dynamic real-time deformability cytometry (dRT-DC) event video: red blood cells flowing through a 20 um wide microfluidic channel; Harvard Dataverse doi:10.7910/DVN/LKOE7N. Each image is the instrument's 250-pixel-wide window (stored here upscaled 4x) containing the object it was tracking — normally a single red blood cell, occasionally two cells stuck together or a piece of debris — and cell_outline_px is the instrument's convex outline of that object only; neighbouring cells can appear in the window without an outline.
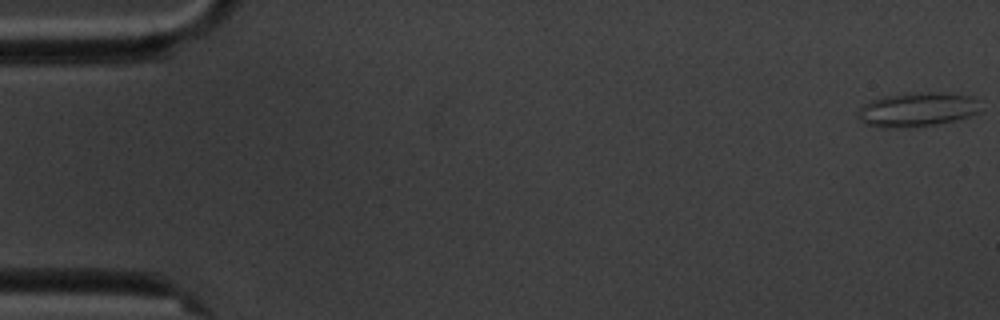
{"species": "common noctule bat (a hibernating species)", "species_latin": "Nyctalus noctula", "temperature_condition": "cold", "stored_images_in_passage": 6, "camera_frame_rate_fps": 3000, "um_per_image_px": 0.085, "animal": {"sex": "male", "body_mass_g": 20.1, "forearm_length_mm": 53.5}, "frame": {"image": 1, "passage_image": 1, "time_ms": 0.0, "image_size_px": [1000, 320], "cell_outline_px": [[980, 112], [956, 120], [936, 124], [912, 128], [884, 128], [864, 124], [856, 116], [856, 112], [864, 104], [872, 100], [884, 96], [904, 92], [940, 92], [972, 96], [976, 100]], "centroid_in_image_um": [77.9, 9.31], "position_along_channel_um": 7.1, "area_um2": 24.85}}